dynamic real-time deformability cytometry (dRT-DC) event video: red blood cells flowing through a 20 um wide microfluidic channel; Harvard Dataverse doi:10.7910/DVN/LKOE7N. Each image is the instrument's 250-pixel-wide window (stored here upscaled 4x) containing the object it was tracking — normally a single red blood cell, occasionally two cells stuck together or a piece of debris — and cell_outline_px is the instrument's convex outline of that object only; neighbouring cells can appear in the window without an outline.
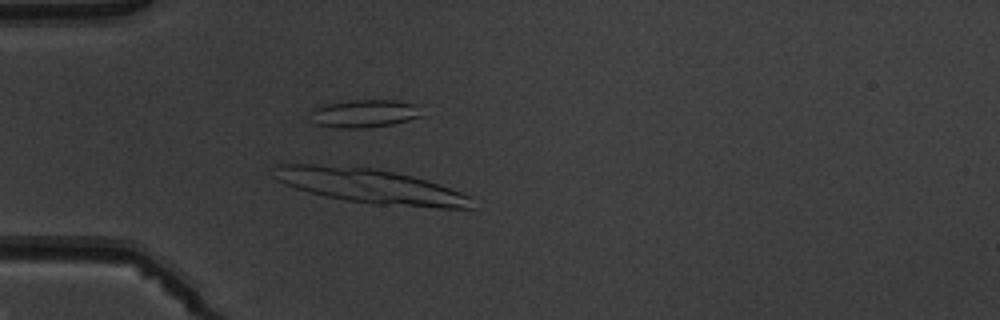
{"species": "common noctule bat (a hibernating species)", "species_latin": "Nyctalus noctula", "temperature_condition": "warm", "stored_images_in_passage": 5, "camera_frame_rate_fps": 3000, "um_per_image_px": 0.085, "animal": {"sex": "male", "body_mass_g": 19.5, "forearm_length_mm": 54.6}, "frame": {"image": 1, "passage_image": 5, "time_ms": 4.667, "image_size_px": [1000, 320], "cell_outline_px": [[472, 208], [436, 208], [376, 204], [348, 200], [324, 196], [308, 192], [284, 184], [276, 180], [272, 176], [272, 164], [312, 164], [368, 168], [392, 172], [412, 176], [460, 192], [468, 196]], "centroid_in_image_um": [31.34, 15.81], "position_along_channel_um": 53.7, "area_um2": 39.25}}